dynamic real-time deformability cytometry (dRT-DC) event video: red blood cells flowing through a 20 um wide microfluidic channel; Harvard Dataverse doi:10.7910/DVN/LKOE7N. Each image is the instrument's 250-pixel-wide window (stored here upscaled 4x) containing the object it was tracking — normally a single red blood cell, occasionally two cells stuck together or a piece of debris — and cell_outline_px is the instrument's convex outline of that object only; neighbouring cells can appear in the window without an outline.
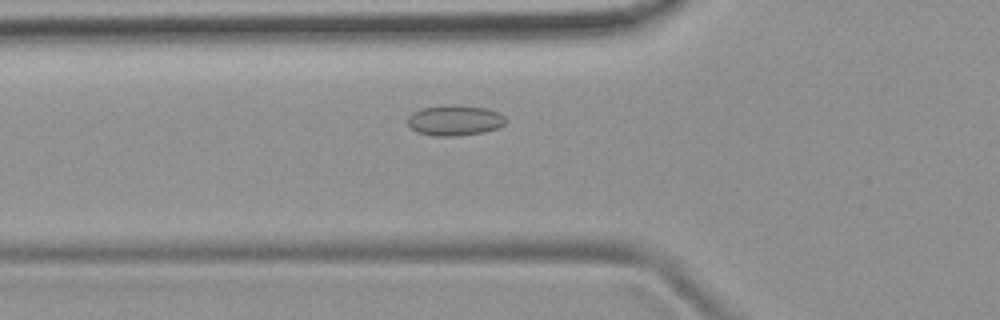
{"species": "common noctule bat (a hibernating species)", "species_latin": "Nyctalus noctula", "temperature_condition": "room temperature", "stored_images_in_passage": 47, "camera_frame_rate_fps": 3000, "um_per_image_px": 0.085, "animal": {"sex": "female", "body_mass_g": 19.9}, "frame": {"image": 1, "passage_image": 13, "time_ms": 4.0, "image_size_px": [1000, 320], "cell_outline_px": [[508, 120], [504, 124], [496, 128], [484, 132], [460, 136], [432, 136], [416, 132], [408, 124], [408, 116], [412, 112], [420, 108], [448, 104], [456, 104], [488, 108], [500, 112]], "centroid_in_image_um": [38.66, 10.22], "position_along_channel_um": 87.1, "area_um2": 17.86}}
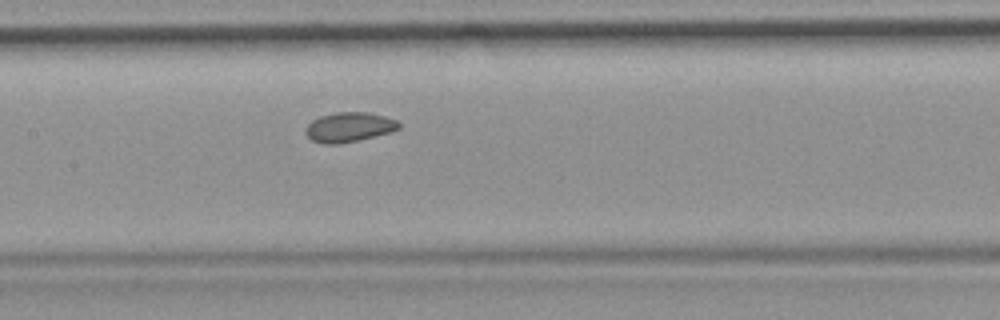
{"frame": {"image": 2, "passage_image": 20, "time_ms": 6.333, "image_size_px": [1000, 320], "cell_outline_px": [[400, 128], [392, 132], [340, 144], [320, 144], [312, 140], [304, 132], [304, 128], [312, 120], [320, 116], [336, 112], [368, 112], [384, 116], [396, 120], [400, 124]], "centroid_in_image_um": [29.65, 10.81], "position_along_channel_um": 177.8, "area_um2": 16.24}}
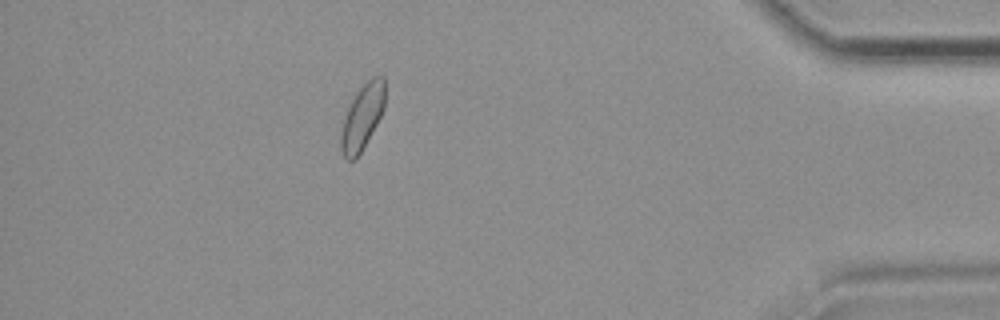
{"frame": {"image": 3, "passage_image": 41, "time_ms": 13.333, "image_size_px": [1000, 320], "cell_outline_px": [[384, 108], [376, 124], [360, 152], [352, 160], [348, 160], [344, 156], [340, 148], [340, 132], [344, 116], [356, 92], [372, 76], [384, 76]], "centroid_in_image_um": [30.77, 9.92], "position_along_channel_um": 404.4, "area_um2": 16.36}}